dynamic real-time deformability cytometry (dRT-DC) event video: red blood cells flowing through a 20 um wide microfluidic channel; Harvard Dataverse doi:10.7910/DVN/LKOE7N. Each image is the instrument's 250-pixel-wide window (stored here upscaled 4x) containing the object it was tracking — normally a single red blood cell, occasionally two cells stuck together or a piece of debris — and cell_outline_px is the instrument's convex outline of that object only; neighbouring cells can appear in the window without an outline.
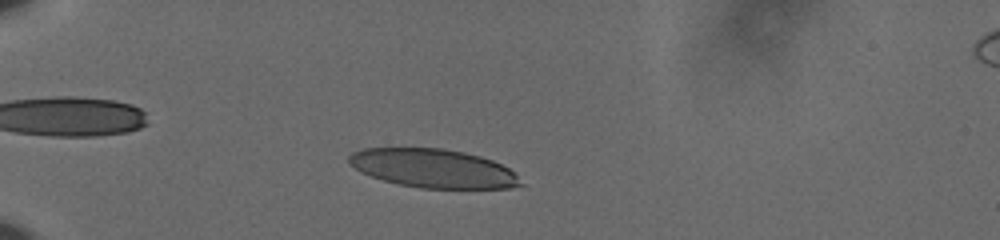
{"species": "human", "species_latin": "Homo sapiens", "temperature_condition": "cold", "stored_images_in_passage": 50, "camera_frame_rate_fps": 3000, "um_per_image_px": 0.085, "donor": {"sex": "male"}, "frame": {"image": 1, "passage_image": 9, "time_ms": 2.667, "image_size_px": [1000, 240], "cell_outline_px": [[524, 184], [512, 188], [420, 188], [400, 184], [384, 180], [360, 172], [348, 164], [348, 156], [352, 152], [364, 148], [440, 148], [464, 152], [480, 156], [492, 160], [508, 168]], "centroid_in_image_um": [36.79, 14.3], "position_along_channel_um": 48.2, "area_um2": 38.55}}
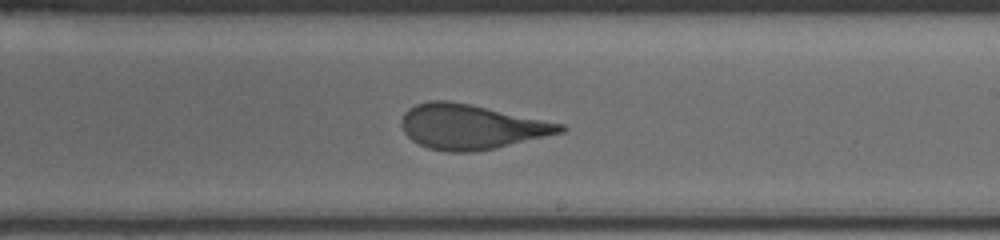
{"frame": {"image": 2, "passage_image": 29, "time_ms": 9.333, "image_size_px": [1000, 240], "cell_outline_px": [[568, 128], [564, 132], [496, 148], [472, 152], [448, 152], [428, 148], [412, 140], [404, 132], [400, 124], [400, 120], [404, 112], [408, 108], [416, 104], [428, 100], [448, 100], [468, 104], [564, 124]], "centroid_in_image_um": [40.02, 10.78], "position_along_channel_um": 249.0, "area_um2": 41.38}}
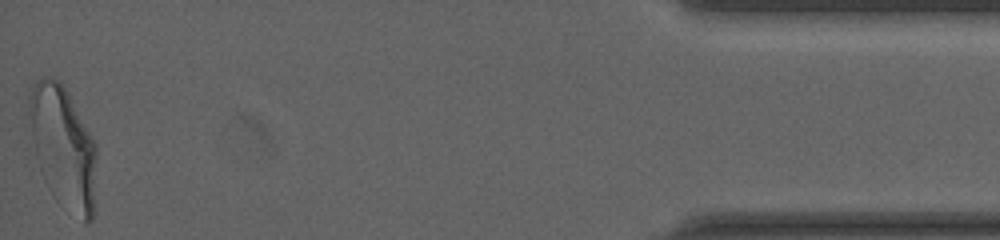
{"frame": {"image": 3, "passage_image": 50, "time_ms": 16.333, "image_size_px": [1000, 240], "cell_outline_px": [[96, 156], [92, 220], [84, 224], [40, 168], [36, 156], [28, 112], [28, 96], [36, 80], [40, 76], [48, 76], [60, 80], [68, 92], [96, 144]], "centroid_in_image_um": [5.38, 12.29], "position_along_channel_um": 429.8, "area_um2": 45.66}, "authors_computed_cell_mechanics": {"area_um2": 41.4426, "velocity_mm_per_s": 3.6255, "shape_relaxation_time_tau1_ms": 5.2772, "shape_relaxation_time_tau2_ms": 0.8545, "deformation_change_tau1": 0.2023, "deformation_change_tau2": 0.0841}}